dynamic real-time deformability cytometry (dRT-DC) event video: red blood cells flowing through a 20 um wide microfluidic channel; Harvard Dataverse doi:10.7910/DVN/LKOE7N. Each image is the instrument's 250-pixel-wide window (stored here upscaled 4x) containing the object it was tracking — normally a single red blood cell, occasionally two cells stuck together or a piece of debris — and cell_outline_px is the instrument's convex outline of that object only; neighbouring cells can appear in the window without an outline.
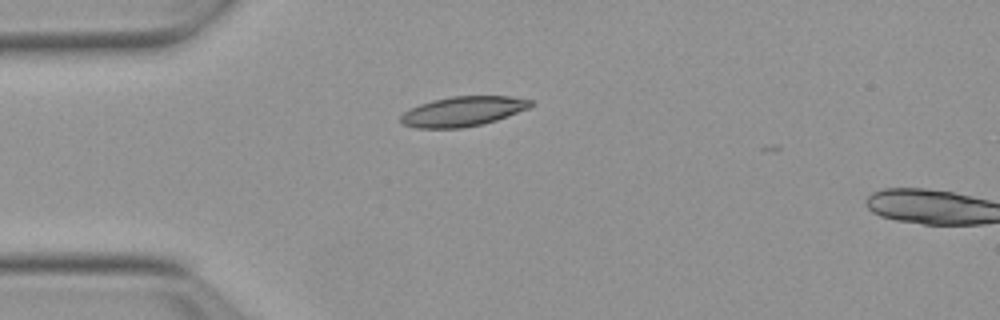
{"species": "Egyptian fruit bat (a non-hibernating species)", "species_latin": "Rousettus aegyptiacus", "temperature_condition": "warm", "stored_images_in_passage": 3, "camera_frame_rate_fps": 3000, "um_per_image_px": 0.085, "animal": {"sex": "female"}, "frame": {"image": 1, "passage_image": 1, "time_ms": 0.0, "image_size_px": [1000, 320], "cell_outline_px": [[536, 104], [528, 108], [496, 120], [480, 124], [460, 128], [416, 128], [404, 124], [400, 120], [400, 116], [404, 112], [420, 104], [432, 100], [452, 96], [508, 96], [532, 100]], "centroid_in_image_um": [39.35, 9.46], "position_along_channel_um": 45.6, "area_um2": 22.37}}